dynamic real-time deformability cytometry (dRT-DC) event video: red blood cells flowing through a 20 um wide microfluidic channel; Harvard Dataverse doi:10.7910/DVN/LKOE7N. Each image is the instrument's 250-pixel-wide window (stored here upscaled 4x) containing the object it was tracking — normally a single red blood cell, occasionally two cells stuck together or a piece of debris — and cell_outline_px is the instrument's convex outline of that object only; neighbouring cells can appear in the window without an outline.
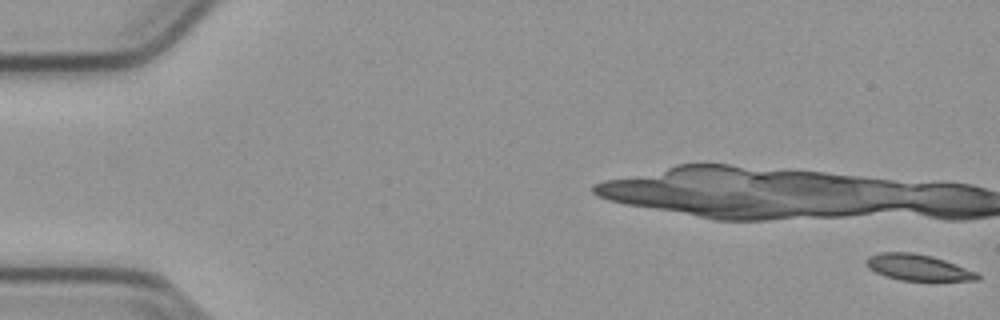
{"species": "common noctule bat (a hibernating species)", "species_latin": "Nyctalus noctula", "temperature_condition": "cold", "stored_images_in_passage": 55, "camera_frame_rate_fps": 3000, "um_per_image_px": 0.085, "animal": {"sex": "male", "body_mass_g": 23.1, "forearm_length_mm": 52.7}, "frame": {"image": 1, "passage_image": 1, "time_ms": 0.0, "image_size_px": [1000, 320], "cell_outline_px": [[980, 280], [936, 284], [932, 284], [900, 280], [884, 276], [868, 268], [864, 264], [864, 260], [868, 256], [880, 252], [912, 252], [932, 256], [944, 260], [976, 272], [980, 276]], "centroid_in_image_um": [78.07, 22.8], "position_along_channel_um": 6.9, "area_um2": 18.09}}